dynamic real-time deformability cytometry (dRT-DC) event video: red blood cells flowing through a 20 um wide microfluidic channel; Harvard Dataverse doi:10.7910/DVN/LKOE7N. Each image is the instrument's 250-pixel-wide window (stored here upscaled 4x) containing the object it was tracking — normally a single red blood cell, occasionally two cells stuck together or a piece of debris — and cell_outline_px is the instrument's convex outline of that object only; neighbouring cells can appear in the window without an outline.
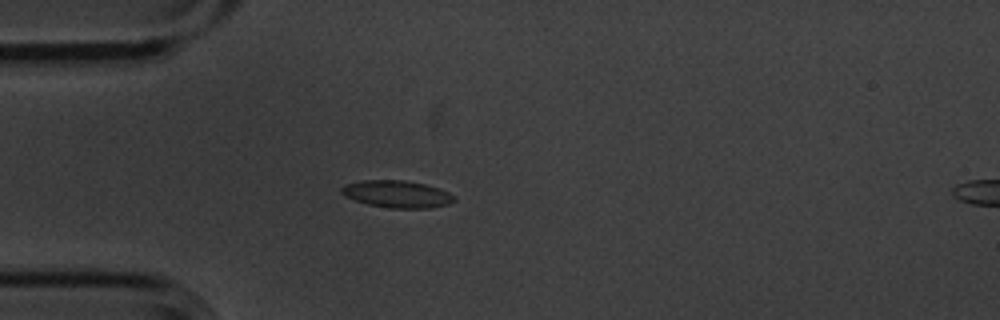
{"species": "common noctule bat (a hibernating species)", "species_latin": "Nyctalus noctula", "temperature_condition": "cold", "stored_images_in_passage": 6, "camera_frame_rate_fps": 3000, "um_per_image_px": 0.085, "animal": {"sex": "male", "body_mass_g": 20.1, "forearm_length_mm": 53.5}, "frame": {"image": 1, "passage_image": 5, "time_ms": 1.333, "image_size_px": [1000, 320], "cell_outline_px": [[456, 200], [448, 204], [432, 208], [388, 208], [368, 204], [344, 196], [340, 192], [340, 188], [344, 184], [360, 180], [404, 180], [424, 184], [440, 188], [456, 196]], "centroid_in_image_um": [33.74, 16.49], "position_along_channel_um": 51.3, "area_um2": 18.03}}